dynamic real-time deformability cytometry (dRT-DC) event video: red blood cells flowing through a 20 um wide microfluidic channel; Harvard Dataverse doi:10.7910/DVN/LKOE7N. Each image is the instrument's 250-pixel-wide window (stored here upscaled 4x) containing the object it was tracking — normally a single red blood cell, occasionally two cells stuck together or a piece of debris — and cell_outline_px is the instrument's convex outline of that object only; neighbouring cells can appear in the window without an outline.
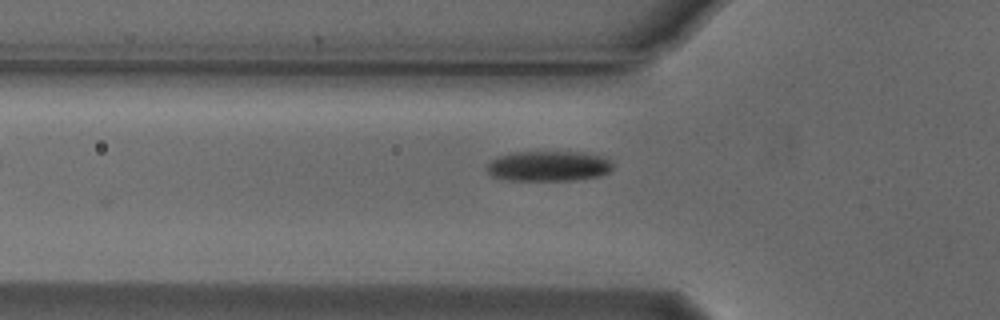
{"species": "Egyptian fruit bat (a non-hibernating species)", "species_latin": "Rousettus aegyptiacus", "temperature_condition": "cold", "stored_images_in_passage": 28, "camera_frame_rate_fps": 3000, "um_per_image_px": 0.085, "animal": {"sex": "male"}, "frame": {"image": 1, "passage_image": 3, "time_ms": 0.667, "image_size_px": [1000, 320], "cell_outline_px": [[612, 168], [608, 172], [600, 176], [572, 180], [508, 180], [492, 176], [488, 172], [488, 164], [492, 160], [500, 156], [512, 152], [584, 152], [600, 156], [612, 160]], "centroid_in_image_um": [46.65, 14.11], "position_along_channel_um": 79.1, "area_um2": 22.08}}
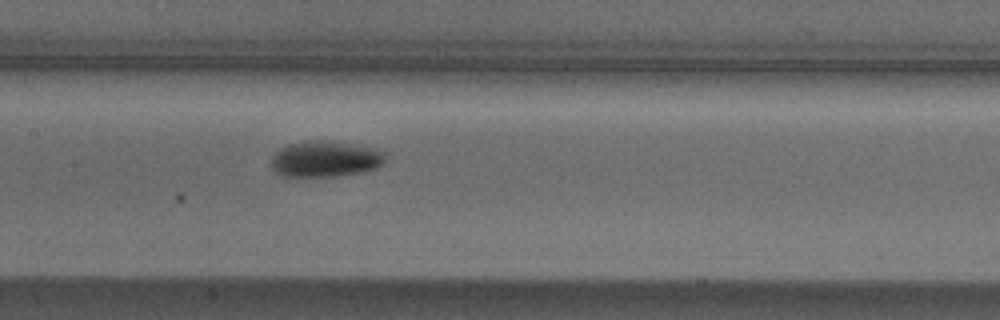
{"frame": {"image": 2, "passage_image": 11, "time_ms": 3.333, "image_size_px": [1000, 320], "cell_outline_px": [[384, 164], [376, 168], [360, 172], [340, 176], [280, 176], [272, 168], [272, 156], [280, 148], [288, 144], [312, 140], [320, 140], [376, 148], [384, 152]], "centroid_in_image_um": [27.64, 13.52], "position_along_channel_um": 179.8, "area_um2": 23.76}}
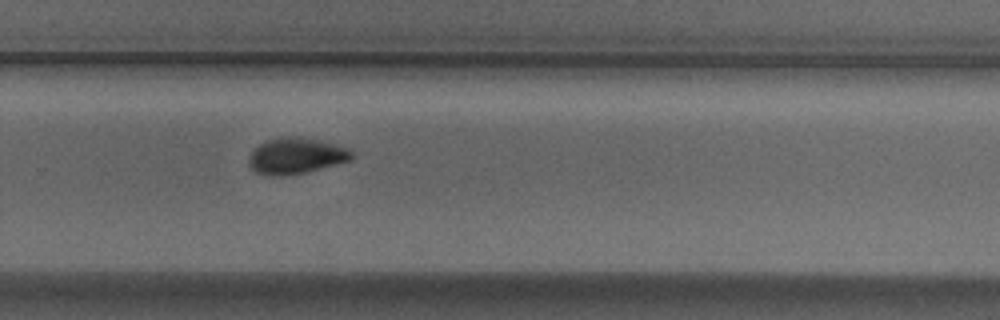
{"frame": {"image": 3, "passage_image": 21, "time_ms": 6.667, "image_size_px": [1000, 320], "cell_outline_px": [[356, 156], [352, 160], [304, 172], [272, 176], [264, 176], [256, 172], [248, 164], [248, 160], [252, 152], [260, 144], [268, 140], [288, 136], [320, 140], [352, 148]], "centroid_in_image_um": [25.22, 13.24], "position_along_channel_um": 304.6, "area_um2": 21.5}}